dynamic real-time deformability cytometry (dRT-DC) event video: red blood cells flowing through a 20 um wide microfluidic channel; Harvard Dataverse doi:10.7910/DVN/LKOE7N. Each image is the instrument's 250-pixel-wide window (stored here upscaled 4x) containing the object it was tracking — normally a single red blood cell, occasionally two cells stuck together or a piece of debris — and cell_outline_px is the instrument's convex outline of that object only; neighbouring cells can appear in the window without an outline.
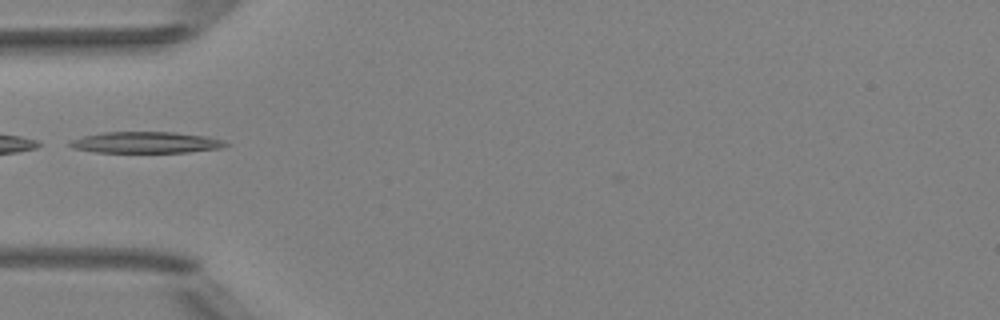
{"species": "Egyptian fruit bat (a non-hibernating species)", "species_latin": "Rousettus aegyptiacus", "temperature_condition": "room temperature", "stored_images_in_passage": 28, "camera_frame_rate_fps": 3000, "um_per_image_px": 0.085, "animal": {"sex": "female"}, "frame": {"image": 1, "passage_image": 1, "time_ms": 0.0, "image_size_px": [1000, 320], "cell_outline_px": [[228, 144], [220, 148], [188, 152], [92, 152], [72, 148], [68, 144], [72, 140], [84, 136], [100, 132], [176, 132], [204, 136], [224, 140]], "centroid_in_image_um": [12.37, 12.1], "position_along_channel_um": 72.6, "area_um2": 19.25}}